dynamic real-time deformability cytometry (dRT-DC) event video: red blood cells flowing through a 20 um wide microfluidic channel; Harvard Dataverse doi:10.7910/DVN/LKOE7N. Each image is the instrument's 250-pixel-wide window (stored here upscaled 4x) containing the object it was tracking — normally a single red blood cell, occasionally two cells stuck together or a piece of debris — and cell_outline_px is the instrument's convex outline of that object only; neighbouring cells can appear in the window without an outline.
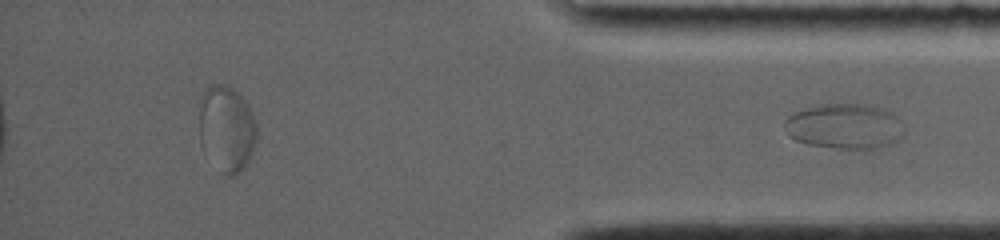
{"species": "common noctule bat (a hibernating species)", "species_latin": "Nyctalus noctula", "temperature_condition": "room temperature", "stored_images_in_passage": 33, "segment_of_instrument_passage": [2, 2], "camera_frame_rate_fps": 4000, "um_per_image_px": 0.085, "animal": {"sex": "female", "body_mass_g": 19.0, "forearm_length_mm": 56.7}, "frame": {"image": 1, "passage_image": 33, "time_ms": 11.25, "image_size_px": [1000, 240], "cell_outline_px": [[904, 132], [896, 140], [880, 148], [836, 148], [808, 144], [796, 140], [788, 132], [784, 124], [784, 120], [788, 116], [796, 112], [808, 108], [824, 104], [864, 104], [880, 108], [888, 112], [892, 116]], "centroid_in_image_um": [71.73, 10.74], "position_along_channel_um": 363.5, "area_um2": 30.46}}